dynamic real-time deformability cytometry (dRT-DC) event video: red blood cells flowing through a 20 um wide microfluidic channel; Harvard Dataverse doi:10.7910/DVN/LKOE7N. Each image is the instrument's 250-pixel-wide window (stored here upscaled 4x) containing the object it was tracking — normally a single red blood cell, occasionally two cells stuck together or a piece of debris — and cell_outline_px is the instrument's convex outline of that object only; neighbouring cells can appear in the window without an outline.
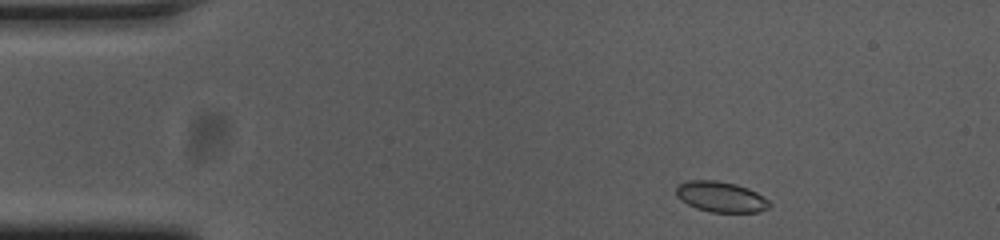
{"species": "common noctule bat (a hibernating species)", "species_latin": "Nyctalus noctula", "temperature_condition": "cold", "stored_images_in_passage": 49, "camera_frame_rate_fps": 3000, "um_per_image_px": 0.085, "animal": {"sex": "female", "body_mass_g": 23.0, "forearm_length_mm": 53.4}, "frame": {"image": 1, "passage_image": 2, "time_ms": 0.333, "image_size_px": [1000, 240], "cell_outline_px": [[772, 204], [768, 208], [756, 212], [712, 212], [696, 208], [680, 200], [676, 196], [676, 188], [680, 184], [688, 180], [716, 180], [736, 184], [748, 188], [756, 192], [768, 200]], "centroid_in_image_um": [61.26, 16.72], "position_along_channel_um": 23.7, "area_um2": 16.59}}
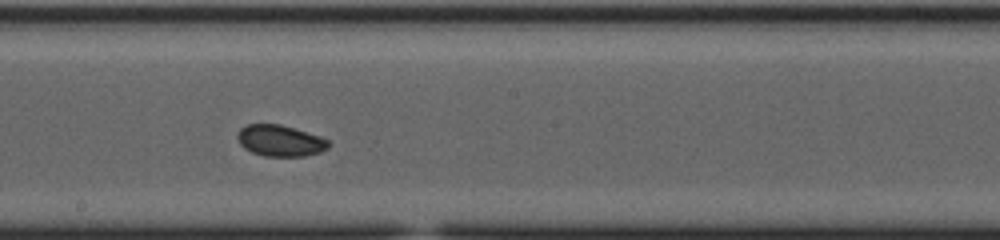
{"frame": {"image": 2, "passage_image": 24, "time_ms": 7.667, "image_size_px": [1000, 240], "cell_outline_px": [[328, 148], [320, 152], [304, 156], [264, 156], [252, 152], [244, 148], [240, 144], [236, 136], [240, 128], [248, 124], [280, 124], [320, 136], [328, 140]], "centroid_in_image_um": [23.79, 11.96], "position_along_channel_um": 224.4, "area_um2": 16.53}}
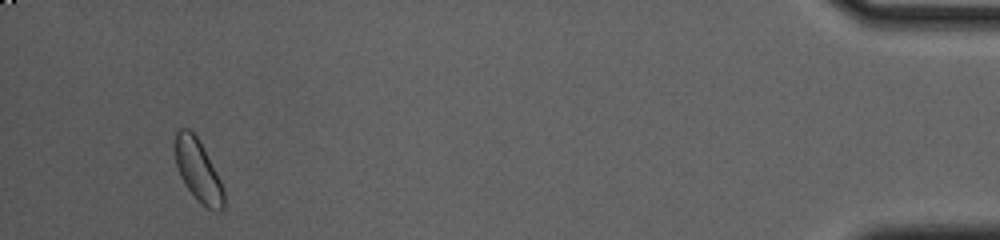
{"frame": {"image": 3, "passage_image": 46, "time_ms": 15.0, "image_size_px": [1000, 240], "cell_outline_px": [[224, 208], [220, 212], [208, 208], [200, 204], [184, 184], [180, 176], [176, 164], [176, 132], [180, 128], [188, 128], [196, 136], [220, 180], [224, 188]], "centroid_in_image_um": [16.85, 14.56], "position_along_channel_um": 418.4, "area_um2": 17.22}, "authors_computed_cell_mechanics": {"area_um2": 16.9932, "velocity_mm_per_s": 3.7023, "shape_relaxation_time_tau1_ms": 2.2472, "shape_relaxation_time_tau2_ms": null, "deformation_change_tau1": 0.0197, "deformation_change_tau2": null}}